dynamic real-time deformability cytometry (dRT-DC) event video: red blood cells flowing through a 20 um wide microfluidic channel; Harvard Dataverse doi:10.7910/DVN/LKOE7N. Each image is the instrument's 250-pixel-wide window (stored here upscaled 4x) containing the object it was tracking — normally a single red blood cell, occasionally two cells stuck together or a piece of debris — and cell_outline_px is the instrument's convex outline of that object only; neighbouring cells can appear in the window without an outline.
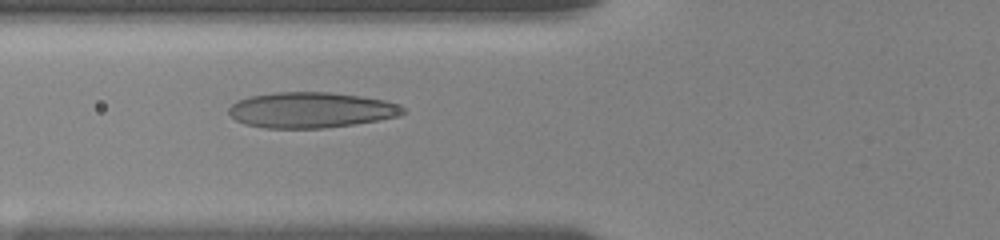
{"species": "human", "species_latin": "Homo sapiens", "temperature_condition": "room temperature", "stored_images_in_passage": 48, "camera_frame_rate_fps": 3000, "um_per_image_px": 0.085, "donor": {"sex": "female"}, "frame": {"image": 1, "passage_image": 33, "time_ms": 7.0, "image_size_px": [1000, 240], "cell_outline_px": [[404, 112], [400, 116], [380, 120], [324, 128], [264, 128], [244, 124], [236, 120], [228, 112], [228, 108], [236, 100], [248, 96], [276, 92], [328, 92], [360, 96], [384, 100], [400, 104], [404, 108]], "centroid_in_image_um": [26.42, 9.35], "position_along_channel_um": 99.4, "area_um2": 36.3}}
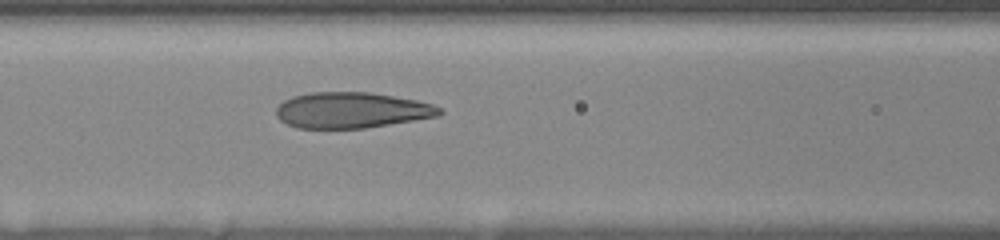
{"frame": {"image": 2, "passage_image": 39, "time_ms": 8.0, "image_size_px": [1000, 240], "cell_outline_px": [[444, 112], [440, 116], [364, 128], [296, 128], [280, 120], [276, 116], [276, 108], [284, 100], [292, 96], [308, 92], [368, 92], [416, 100], [432, 104], [440, 108]], "centroid_in_image_um": [29.87, 9.36], "position_along_channel_um": 136.7, "area_um2": 34.1}}
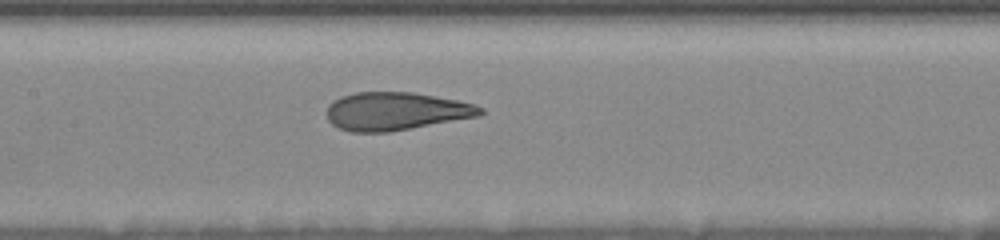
{"frame": {"image": 3, "passage_image": 45, "time_ms": 9.0, "image_size_px": [1000, 240], "cell_outline_px": [[484, 112], [480, 116], [388, 132], [348, 132], [332, 124], [328, 120], [328, 104], [332, 100], [340, 96], [356, 92], [412, 92], [456, 100], [476, 104], [484, 108]], "centroid_in_image_um": [33.64, 9.45], "position_along_channel_um": 173.8, "area_um2": 34.1}}